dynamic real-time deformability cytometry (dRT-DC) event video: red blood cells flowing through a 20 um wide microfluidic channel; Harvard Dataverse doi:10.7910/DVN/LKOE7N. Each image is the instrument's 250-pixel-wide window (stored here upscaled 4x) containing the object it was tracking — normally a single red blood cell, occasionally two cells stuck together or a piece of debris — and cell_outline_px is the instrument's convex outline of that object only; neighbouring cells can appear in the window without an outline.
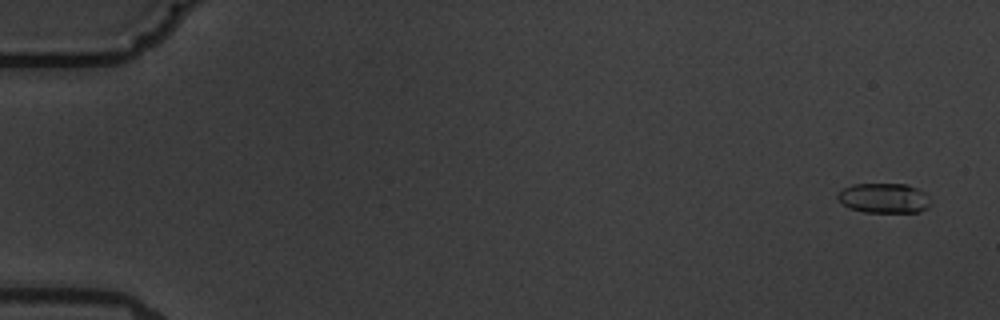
{"species": "common noctule bat (a hibernating species)", "species_latin": "Nyctalus noctula", "temperature_condition": "warm", "stored_images_in_passage": 6, "camera_frame_rate_fps": 3000, "um_per_image_px": 0.085, "animal": {"sex": "male", "body_mass_g": 19.5, "forearm_length_mm": 54.6}, "frame": {"image": 1, "passage_image": 1, "time_ms": 0.0, "image_size_px": [1000, 320], "cell_outline_px": [[932, 204], [928, 208], [920, 212], [864, 212], [848, 208], [836, 196], [844, 188], [852, 184], [908, 184], [924, 192]], "centroid_in_image_um": [75.16, 16.85], "position_along_channel_um": 9.8, "area_um2": 16.18}}
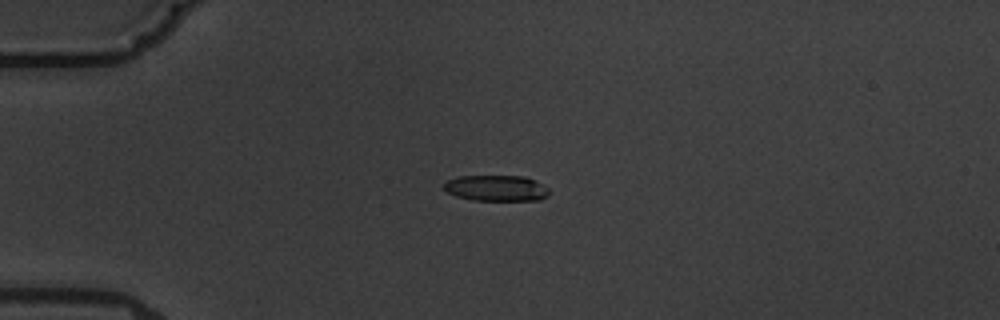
{"frame": {"image": 2, "passage_image": 4, "time_ms": 4.333, "image_size_px": [1000, 320], "cell_outline_px": [[548, 196], [540, 200], [472, 200], [456, 196], [448, 192], [444, 188], [444, 184], [448, 180], [460, 176], [524, 176], [548, 188]], "centroid_in_image_um": [42.18, 16.0], "position_along_channel_um": 42.8, "area_um2": 15.66}}
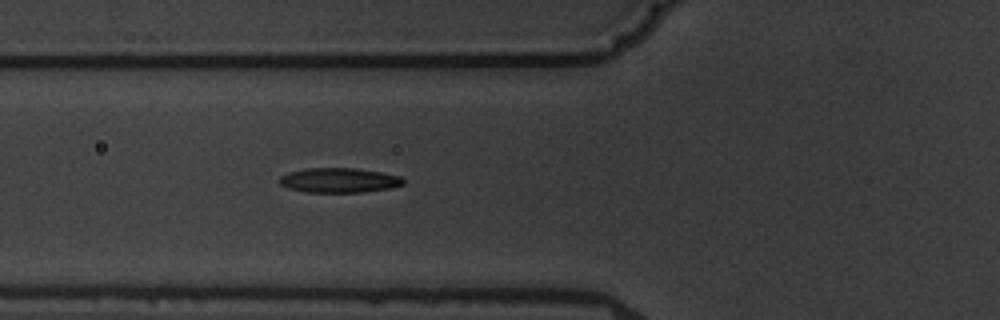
{"frame": {"image": 3, "passage_image": 6, "time_ms": 6.667, "image_size_px": [1000, 320], "cell_outline_px": [[404, 184], [392, 188], [364, 192], [304, 192], [288, 188], [280, 184], [276, 180], [280, 176], [288, 172], [304, 168], [356, 168], [380, 172], [400, 176], [404, 180]], "centroid_in_image_um": [28.78, 15.32], "position_along_channel_um": 97.0, "area_um2": 18.03}}